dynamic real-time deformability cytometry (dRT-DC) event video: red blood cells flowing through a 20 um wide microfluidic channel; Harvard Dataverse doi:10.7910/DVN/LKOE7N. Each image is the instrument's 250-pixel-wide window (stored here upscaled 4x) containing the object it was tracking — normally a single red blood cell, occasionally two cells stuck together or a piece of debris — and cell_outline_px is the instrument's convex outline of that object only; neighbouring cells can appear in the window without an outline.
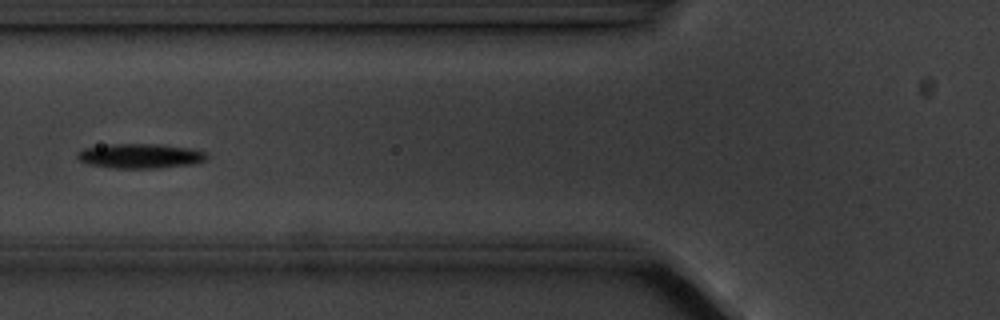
{"species": "common noctule bat (a hibernating species)", "species_latin": "Nyctalus noctula", "temperature_condition": "cold", "stored_images_in_passage": 7, "camera_frame_rate_fps": 3000, "um_per_image_px": 0.085, "animal": {"sex": "male", "body_mass_g": 20.1, "forearm_length_mm": 53.5}, "frame": {"image": 1, "passage_image": 7, "time_ms": 7.0, "image_size_px": [1000, 320], "cell_outline_px": [[208, 156], [204, 160], [192, 164], [156, 168], [112, 168], [88, 164], [80, 160], [76, 156], [84, 148], [108, 144], [160, 144], [188, 148], [204, 152]], "centroid_in_image_um": [11.89, 13.25], "position_along_channel_um": 113.9, "area_um2": 18.38}}